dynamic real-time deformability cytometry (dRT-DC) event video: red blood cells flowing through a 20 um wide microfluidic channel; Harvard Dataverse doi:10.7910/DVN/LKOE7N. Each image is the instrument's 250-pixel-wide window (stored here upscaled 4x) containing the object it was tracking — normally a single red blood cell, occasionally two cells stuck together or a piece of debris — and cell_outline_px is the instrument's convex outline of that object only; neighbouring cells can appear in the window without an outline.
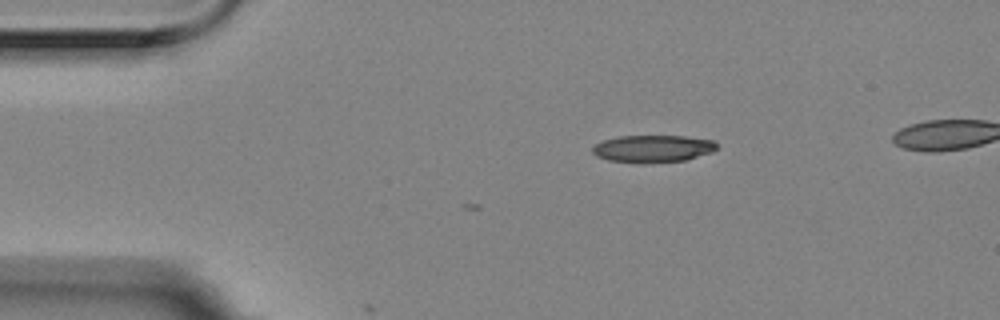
{"species": "Egyptian fruit bat (a non-hibernating species)", "species_latin": "Rousettus aegyptiacus", "temperature_condition": "room temperature", "stored_images_in_passage": 8, "camera_frame_rate_fps": 3000, "um_per_image_px": 0.085, "animal": {"sex": "female"}, "frame": {"image": 1, "passage_image": 1, "time_ms": 0.0, "image_size_px": [1000, 320], "cell_outline_px": [[720, 144], [712, 152], [684, 160], [644, 164], [640, 164], [608, 160], [596, 156], [592, 152], [592, 148], [596, 144], [604, 140], [620, 136], [684, 136], [716, 140]], "centroid_in_image_um": [55.51, 12.64], "position_along_channel_um": 29.5, "area_um2": 20.0}}